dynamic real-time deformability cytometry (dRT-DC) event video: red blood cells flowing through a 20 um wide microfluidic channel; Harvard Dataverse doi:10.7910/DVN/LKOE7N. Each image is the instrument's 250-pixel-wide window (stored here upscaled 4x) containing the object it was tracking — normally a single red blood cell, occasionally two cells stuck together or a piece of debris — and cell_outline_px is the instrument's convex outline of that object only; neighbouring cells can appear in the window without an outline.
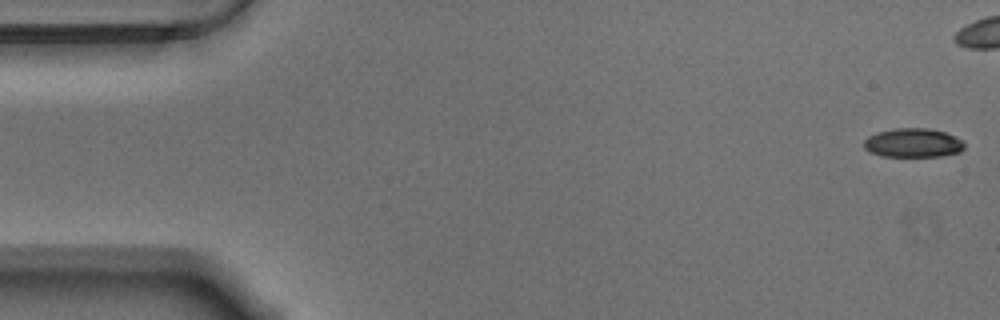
{"species": "Egyptian fruit bat (a non-hibernating species)", "species_latin": "Rousettus aegyptiacus", "temperature_condition": "warm", "stored_images_in_passage": 46, "camera_frame_rate_fps": 3000, "um_per_image_px": 0.085, "animal": {"sex": "male"}, "frame": {"image": 1, "passage_image": 1, "time_ms": 0.0, "image_size_px": [1000, 320], "cell_outline_px": [[964, 148], [960, 152], [940, 156], [880, 156], [868, 152], [864, 148], [864, 140], [868, 136], [876, 132], [896, 128], [932, 128], [944, 132], [964, 140]], "centroid_in_image_um": [77.6, 12.14], "position_along_channel_um": 7.4, "area_um2": 17.17}}
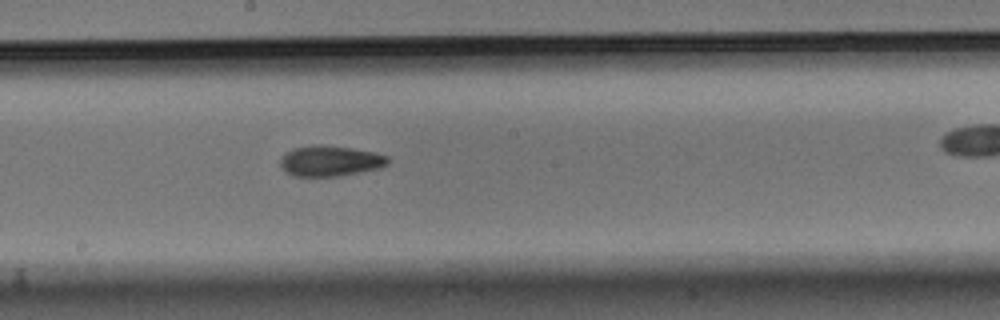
{"frame": {"image": 2, "passage_image": 30, "time_ms": 9.667, "image_size_px": [1000, 320], "cell_outline_px": [[388, 164], [380, 168], [340, 176], [292, 176], [284, 172], [280, 164], [280, 160], [284, 152], [292, 148], [316, 144], [320, 144], [352, 148], [376, 152], [388, 156]], "centroid_in_image_um": [28.04, 13.67], "position_along_channel_um": 220.2, "area_um2": 19.48}}
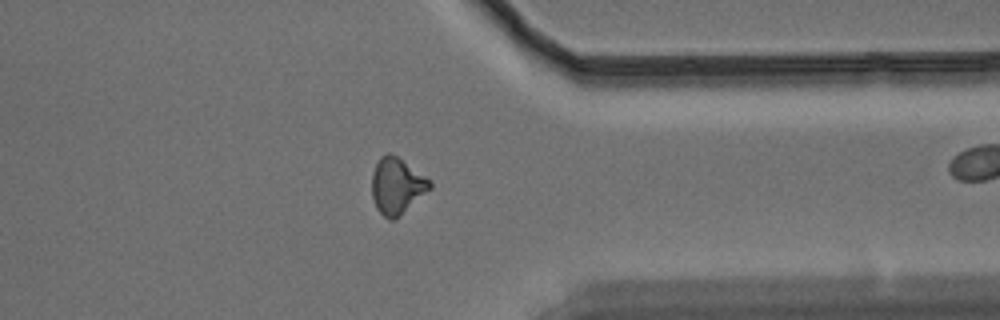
{"frame": {"image": 3, "passage_image": 44, "time_ms": 14.333, "image_size_px": [1000, 320], "cell_outline_px": [[432, 188], [392, 220], [388, 220], [376, 208], [372, 196], [372, 172], [380, 156], [388, 152], [396, 156], [432, 180]], "centroid_in_image_um": [33.73, 15.77], "position_along_channel_um": 377.7, "area_um2": 18.73}}